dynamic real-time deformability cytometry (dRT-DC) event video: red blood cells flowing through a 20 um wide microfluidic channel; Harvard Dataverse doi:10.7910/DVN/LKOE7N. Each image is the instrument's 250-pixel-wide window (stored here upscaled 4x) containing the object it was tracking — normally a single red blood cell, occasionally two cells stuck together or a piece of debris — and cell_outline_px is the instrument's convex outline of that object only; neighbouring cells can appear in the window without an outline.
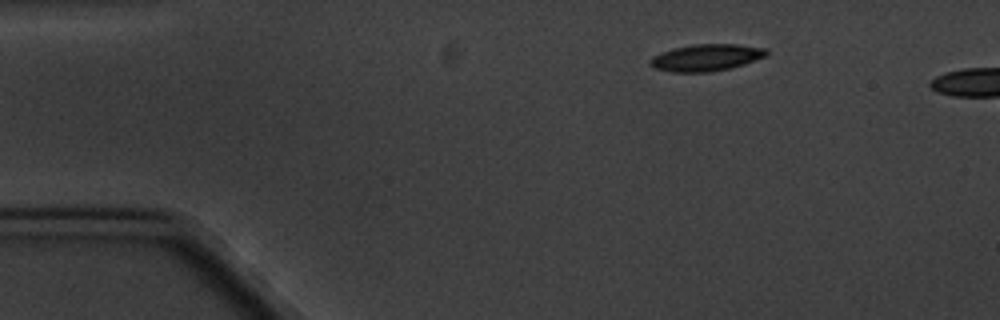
{"species": "common noctule bat (a hibernating species)", "species_latin": "Nyctalus noctula", "temperature_condition": "cold", "stored_images_in_passage": 3, "camera_frame_rate_fps": 3000, "um_per_image_px": 0.085, "animal": {"sex": "male", "body_mass_g": 20.1, "forearm_length_mm": 53.5}, "frame": {"image": 1, "passage_image": 1, "time_ms": 0.0, "image_size_px": [1000, 320], "cell_outline_px": [[768, 52], [764, 56], [744, 64], [728, 68], [708, 72], [672, 72], [656, 68], [648, 64], [648, 60], [652, 56], [660, 52], [672, 48], [692, 44], [736, 44], [768, 48]], "centroid_in_image_um": [59.98, 4.88], "position_along_channel_um": 25.0, "area_um2": 18.21}}